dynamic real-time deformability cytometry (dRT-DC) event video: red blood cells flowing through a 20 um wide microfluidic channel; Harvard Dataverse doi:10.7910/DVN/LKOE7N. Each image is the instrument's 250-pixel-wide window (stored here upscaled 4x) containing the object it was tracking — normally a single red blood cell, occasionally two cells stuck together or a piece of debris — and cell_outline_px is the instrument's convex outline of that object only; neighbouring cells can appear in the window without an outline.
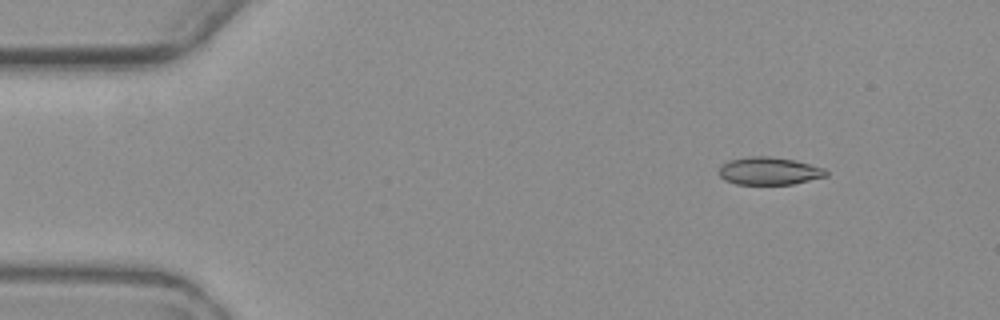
{"species": "common noctule bat (a hibernating species)", "species_latin": "Nyctalus noctula", "temperature_condition": "warm", "stored_images_in_passage": 3, "camera_frame_rate_fps": 3000, "um_per_image_px": 0.085, "animal": {"sex": "female", "body_mass_g": 19.3, "forearm_length_mm": 54.1}, "frame": {"image": 1, "passage_image": 1, "time_ms": 0.0, "image_size_px": [1000, 320], "cell_outline_px": [[828, 176], [792, 184], [736, 184], [724, 180], [720, 176], [720, 164], [728, 160], [748, 156], [772, 156], [796, 160], [824, 168], [828, 172]], "centroid_in_image_um": [65.37, 14.52], "position_along_channel_um": 19.6, "area_um2": 17.46}}
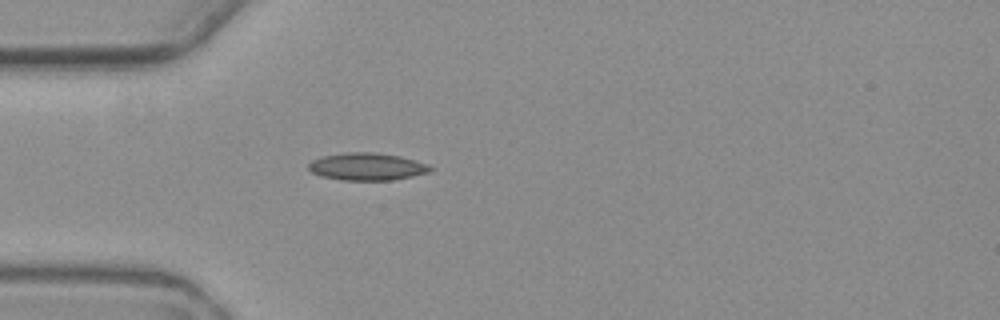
{"frame": {"image": 2, "passage_image": 3, "time_ms": 3.333, "image_size_px": [1000, 320], "cell_outline_px": [[432, 168], [428, 172], [412, 176], [392, 180], [340, 180], [320, 176], [312, 172], [308, 168], [308, 164], [312, 160], [324, 156], [344, 152], [376, 152], [400, 156], [428, 164]], "centroid_in_image_um": [31.17, 14.16], "position_along_channel_um": 53.8, "area_um2": 19.42}}